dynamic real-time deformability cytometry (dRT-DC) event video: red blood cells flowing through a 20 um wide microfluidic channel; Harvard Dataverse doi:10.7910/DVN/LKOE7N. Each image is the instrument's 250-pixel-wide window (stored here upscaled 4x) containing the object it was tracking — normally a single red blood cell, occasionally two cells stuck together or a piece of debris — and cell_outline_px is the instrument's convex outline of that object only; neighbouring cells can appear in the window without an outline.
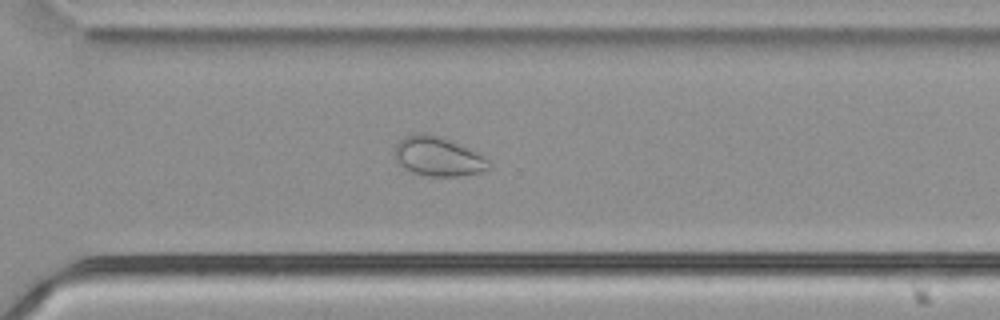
{"species": "common noctule bat (a hibernating species)", "species_latin": "Nyctalus noctula", "temperature_condition": "cold", "stored_images_in_passage": 54, "camera_frame_rate_fps": 3000, "um_per_image_px": 0.085, "animal": {"sex": "male", "body_mass_g": 21.5, "forearm_length_mm": 52.0}, "frame": {"image": 1, "passage_image": 39, "time_ms": 12.667, "image_size_px": [1000, 320], "cell_outline_px": [[492, 164], [488, 168], [480, 172], [456, 176], [428, 176], [412, 172], [404, 168], [396, 160], [396, 144], [404, 136], [412, 132], [424, 132], [440, 136], [484, 156]], "centroid_in_image_um": [37.2, 13.28], "position_along_channel_um": 333.4, "area_um2": 21.39}, "authors_computed_cell_mechanics": {"area_um2": 27.5706, "velocity_mm_per_s": 3.7756, "shape_relaxation_time_tau1_ms": null, "shape_relaxation_time_tau2_ms": 4.2782, "deformation_change_tau1": null, "deformation_change_tau2": 0.058}}